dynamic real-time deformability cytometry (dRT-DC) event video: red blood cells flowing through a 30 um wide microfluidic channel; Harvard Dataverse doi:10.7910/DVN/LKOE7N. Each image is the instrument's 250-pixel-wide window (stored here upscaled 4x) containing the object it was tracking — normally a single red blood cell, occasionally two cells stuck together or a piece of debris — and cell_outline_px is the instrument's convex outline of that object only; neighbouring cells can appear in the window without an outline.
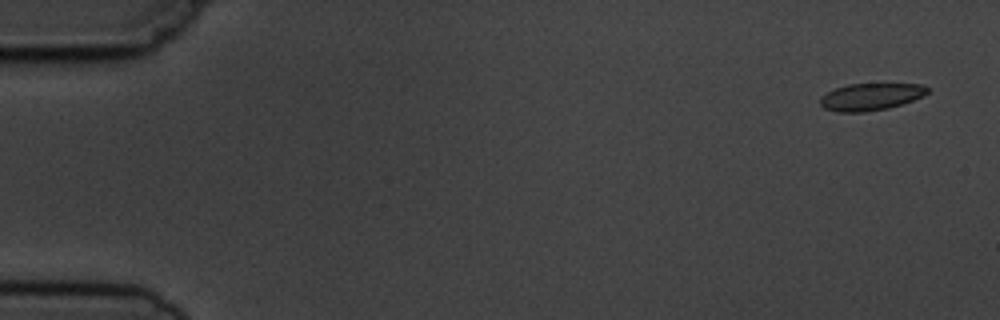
{"species": "common noctule bat (a hibernating species)", "species_latin": "Nyctalus noctula", "temperature_condition": "cold", "stored_images_in_passage": 5, "camera_frame_rate_fps": 3000, "um_per_image_px": 0.085, "animal": {"sex": "male", "body_mass_g": 19.5, "forearm_length_mm": 54.6}, "frame": {"image": 1, "passage_image": 1, "time_ms": 0.0, "image_size_px": [1000, 320], "cell_outline_px": [[928, 92], [924, 96], [904, 104], [888, 108], [864, 112], [836, 112], [824, 108], [820, 104], [820, 96], [836, 88], [848, 84], [920, 84], [928, 88]], "centroid_in_image_um": [74.01, 8.23], "position_along_channel_um": 11.0, "area_um2": 16.99}}
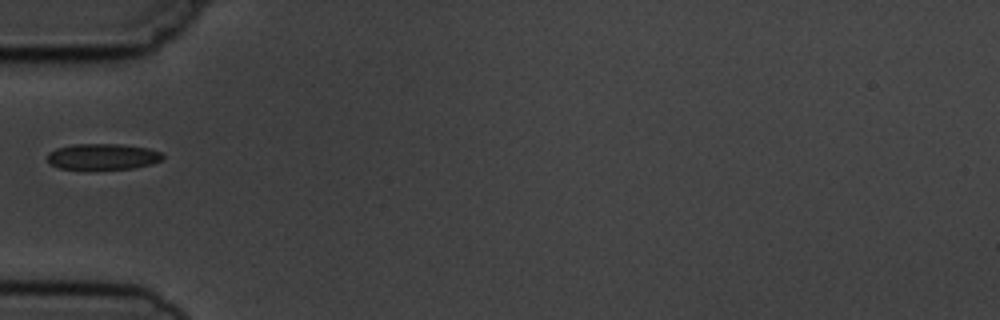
{"frame": {"image": 2, "passage_image": 5, "time_ms": 5.333, "image_size_px": [1000, 320], "cell_outline_px": [[164, 156], [160, 160], [152, 164], [132, 168], [60, 168], [52, 164], [48, 160], [48, 152], [56, 148], [72, 144], [120, 144], [148, 148], [160, 152]], "centroid_in_image_um": [8.74, 13.29], "position_along_channel_um": 76.3, "area_um2": 17.11}}